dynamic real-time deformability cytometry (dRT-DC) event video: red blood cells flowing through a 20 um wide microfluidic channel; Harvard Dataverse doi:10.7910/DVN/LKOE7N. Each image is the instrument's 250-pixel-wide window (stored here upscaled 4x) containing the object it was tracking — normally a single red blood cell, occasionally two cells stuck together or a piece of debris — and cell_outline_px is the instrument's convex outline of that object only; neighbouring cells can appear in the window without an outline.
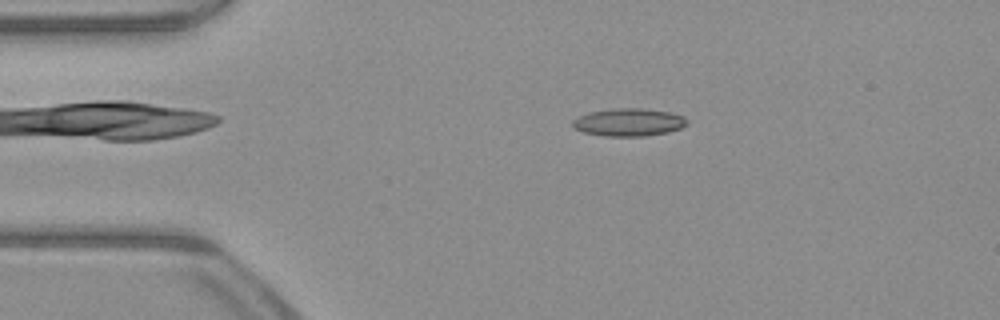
{"species": "common noctule bat (a hibernating species)", "species_latin": "Nyctalus noctula", "temperature_condition": "warm", "stored_images_in_passage": 49, "camera_frame_rate_fps": 3000, "um_per_image_px": 0.085, "animal": {"sex": "male", "body_mass_g": 23.1, "forearm_length_mm": 52.7}, "frame": {"image": 1, "passage_image": 8, "time_ms": 2.333, "image_size_px": [1000, 320], "cell_outline_px": [[688, 124], [680, 128], [668, 132], [644, 136], [604, 136], [584, 132], [572, 128], [572, 120], [588, 112], [612, 108], [644, 108], [672, 112], [684, 116], [688, 120]], "centroid_in_image_um": [53.45, 10.38], "position_along_channel_um": 31.5, "area_um2": 18.73}}
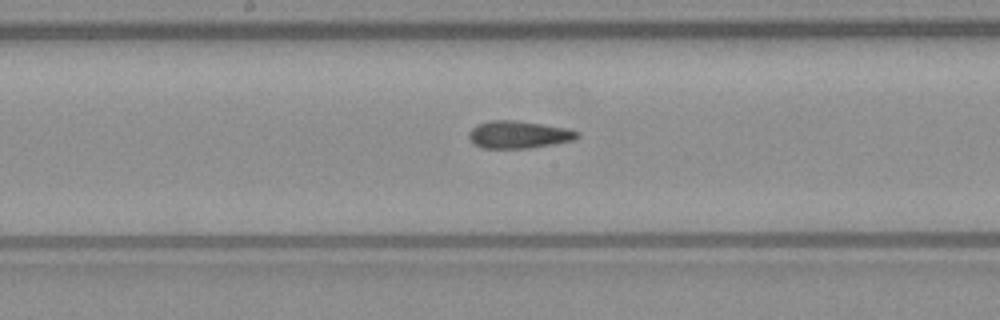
{"frame": {"image": 2, "passage_image": 24, "time_ms": 7.667, "image_size_px": [1000, 320], "cell_outline_px": [[580, 136], [576, 140], [528, 148], [484, 148], [476, 144], [468, 136], [468, 132], [476, 124], [492, 120], [516, 120], [568, 128], [580, 132]], "centroid_in_image_um": [44.12, 11.43], "position_along_channel_um": 204.1, "area_um2": 17.34}}
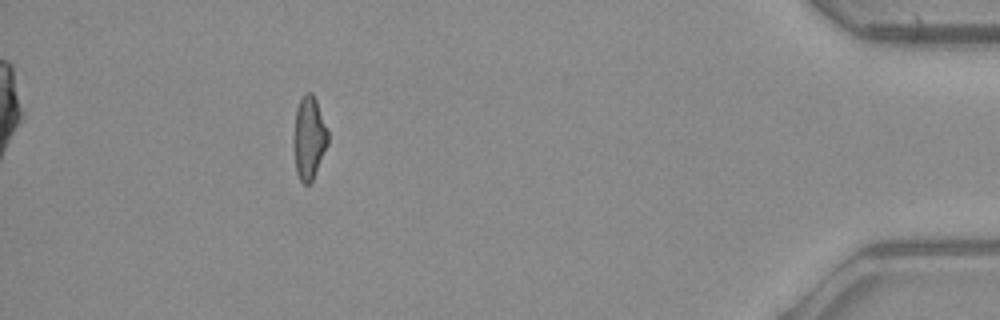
{"frame": {"image": 3, "passage_image": 44, "time_ms": 14.333, "image_size_px": [1000, 320], "cell_outline_px": [[328, 144], [312, 180], [308, 184], [304, 184], [300, 180], [296, 172], [292, 144], [292, 140], [296, 108], [304, 92], [312, 92], [316, 100], [328, 132]], "centroid_in_image_um": [26.23, 11.71], "position_along_channel_um": 409.0, "area_um2": 16.7}, "authors_computed_cell_mechanics": {"area_um2": 17.34, "velocity_mm_per_s": 4.0296, "shape_relaxation_time_tau1_ms": 6.7833, "shape_relaxation_time_tau2_ms": 2.7188, "deformation_change_tau1": 0.1564, "deformation_change_tau2": 0.1208}}